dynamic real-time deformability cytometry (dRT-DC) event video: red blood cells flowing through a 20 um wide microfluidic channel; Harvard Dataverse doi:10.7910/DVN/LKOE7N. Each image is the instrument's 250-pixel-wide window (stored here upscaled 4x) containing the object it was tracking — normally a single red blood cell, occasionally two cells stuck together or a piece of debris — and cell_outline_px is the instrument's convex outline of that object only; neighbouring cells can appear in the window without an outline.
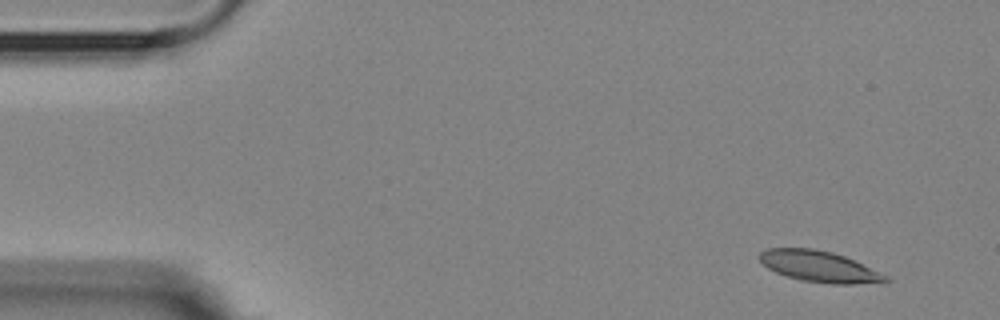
{"species": "Egyptian fruit bat (a non-hibernating species)", "species_latin": "Rousettus aegyptiacus", "temperature_condition": "room temperature", "stored_images_in_passage": 4, "camera_frame_rate_fps": 3000, "um_per_image_px": 0.085, "animal": {"sex": "female"}, "frame": {"image": 1, "passage_image": 1, "time_ms": 0.0, "image_size_px": [1000, 320], "cell_outline_px": [[892, 280], [884, 284], [832, 284], [800, 280], [776, 272], [768, 268], [760, 260], [760, 252], [768, 248], [812, 248], [832, 252], [844, 256], [880, 272], [888, 276]], "centroid_in_image_um": [69.72, 22.67], "position_along_channel_um": 15.3, "area_um2": 22.95}}
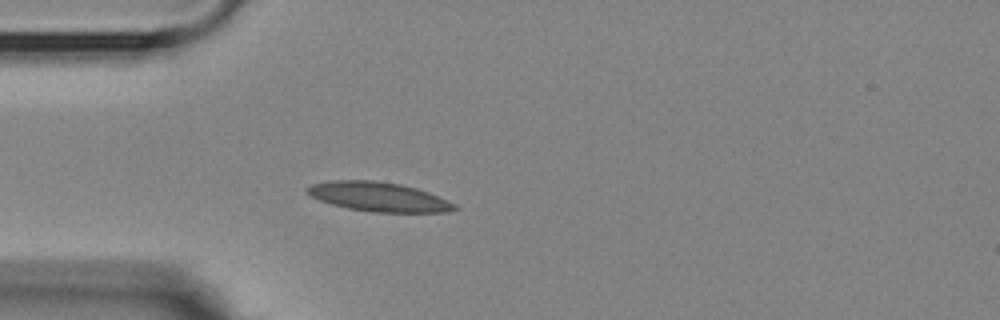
{"frame": {"image": 2, "passage_image": 4, "time_ms": 3.667, "image_size_px": [1000, 320], "cell_outline_px": [[460, 208], [444, 212], [372, 212], [348, 208], [332, 204], [320, 200], [304, 192], [304, 188], [312, 184], [332, 180], [376, 180], [400, 184], [416, 188], [428, 192], [456, 204]], "centroid_in_image_um": [32.16, 16.72], "position_along_channel_um": 52.8, "area_um2": 25.14}}